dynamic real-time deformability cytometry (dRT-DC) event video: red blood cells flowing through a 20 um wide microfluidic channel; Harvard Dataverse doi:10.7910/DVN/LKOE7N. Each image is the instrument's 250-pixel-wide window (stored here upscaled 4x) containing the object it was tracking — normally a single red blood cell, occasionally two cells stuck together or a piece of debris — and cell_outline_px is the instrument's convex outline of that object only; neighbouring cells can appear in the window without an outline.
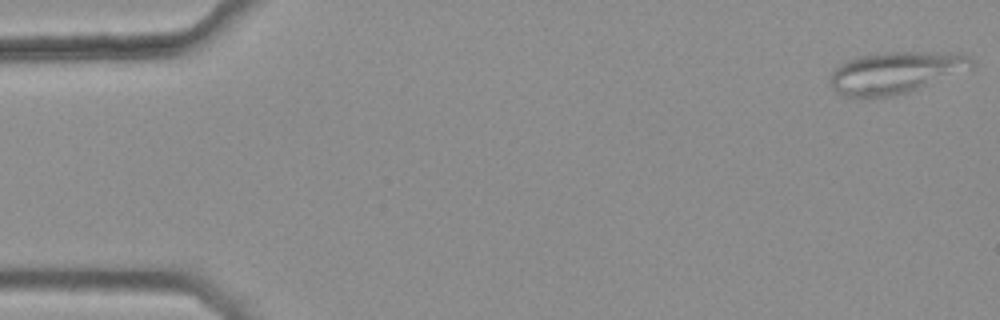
{"species": "common noctule bat (a hibernating species)", "species_latin": "Nyctalus noctula", "temperature_condition": "warm", "stored_images_in_passage": 47, "camera_frame_rate_fps": 3000, "um_per_image_px": 0.085, "animal": {"sex": "female", "body_mass_g": 25.1}, "frame": {"image": 1, "passage_image": 1, "time_ms": 0.0, "image_size_px": [1000, 320], "cell_outline_px": [[976, 64], [972, 68], [908, 92], [888, 96], [864, 100], [844, 96], [836, 92], [832, 88], [832, 72], [840, 64], [848, 60], [860, 56], [888, 52], [956, 52], [968, 56]], "centroid_in_image_um": [76.12, 6.18], "position_along_channel_um": 8.9, "area_um2": 34.51}}
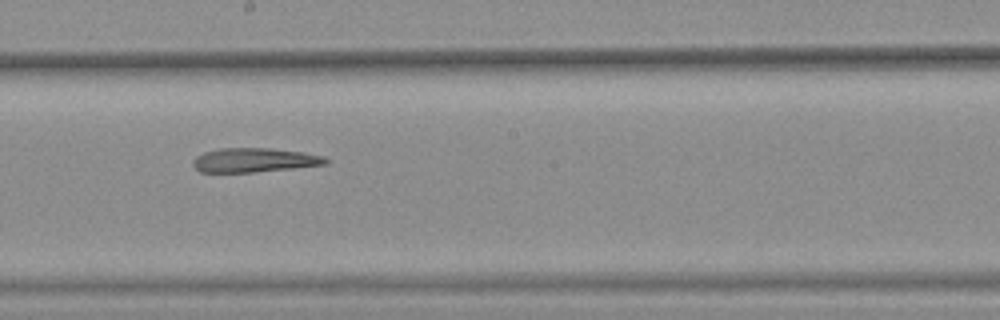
{"frame": {"image": 2, "passage_image": 29, "time_ms": 9.333, "image_size_px": [1000, 320], "cell_outline_px": [[328, 164], [256, 172], [200, 172], [192, 164], [192, 160], [196, 156], [204, 152], [220, 148], [268, 148], [304, 152], [324, 156], [328, 160]], "centroid_in_image_um": [21.61, 13.61], "position_along_channel_um": 226.6, "area_um2": 18.73}}
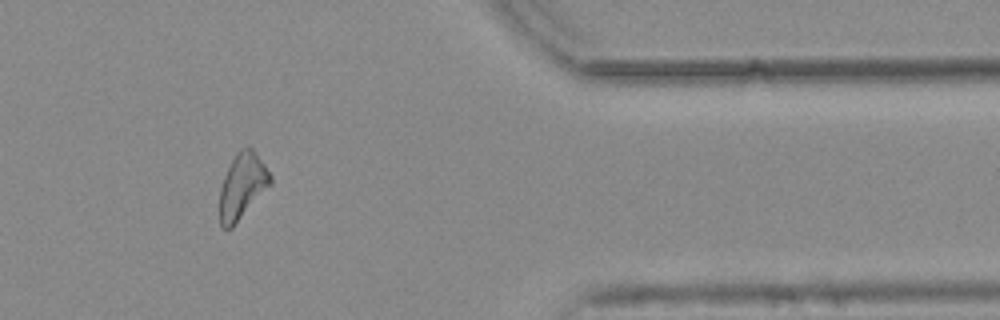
{"frame": {"image": 3, "passage_image": 44, "time_ms": 14.333, "image_size_px": [1000, 320], "cell_outline_px": [[272, 184], [232, 228], [224, 228], [220, 224], [220, 188], [224, 176], [236, 152], [240, 148], [248, 144], [256, 152], [272, 176]], "centroid_in_image_um": [20.61, 15.78], "position_along_channel_um": 390.8, "area_um2": 19.48}}